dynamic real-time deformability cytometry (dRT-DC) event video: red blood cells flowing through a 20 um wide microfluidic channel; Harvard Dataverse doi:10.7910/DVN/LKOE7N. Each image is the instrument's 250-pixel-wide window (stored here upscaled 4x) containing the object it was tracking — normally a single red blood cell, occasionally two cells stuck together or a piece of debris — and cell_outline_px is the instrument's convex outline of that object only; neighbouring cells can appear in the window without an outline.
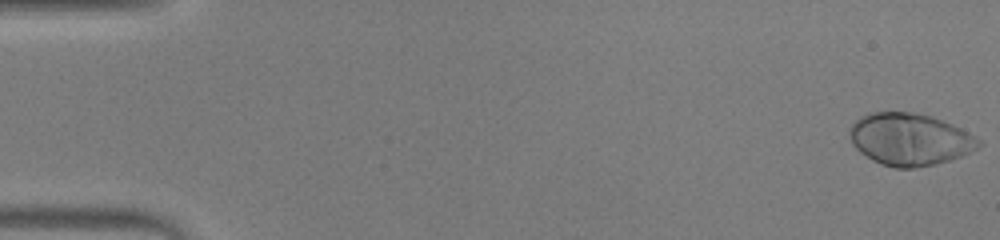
{"species": "human", "species_latin": "Homo sapiens", "temperature_condition": "warm", "stored_images_in_passage": 53, "camera_frame_rate_fps": 3000, "um_per_image_px": 0.085, "donor": {"sex": "male"}, "frame": {"image": 1, "passage_image": 1, "time_ms": 0.0, "image_size_px": [1000, 240], "cell_outline_px": [[980, 144], [976, 148], [960, 156], [936, 164], [912, 168], [896, 168], [880, 164], [872, 160], [860, 152], [852, 144], [848, 132], [848, 128], [860, 116], [872, 112], [912, 112], [932, 116], [952, 124], [968, 132], [980, 140]], "centroid_in_image_um": [77.28, 11.84], "position_along_channel_um": 7.7, "area_um2": 39.13}}
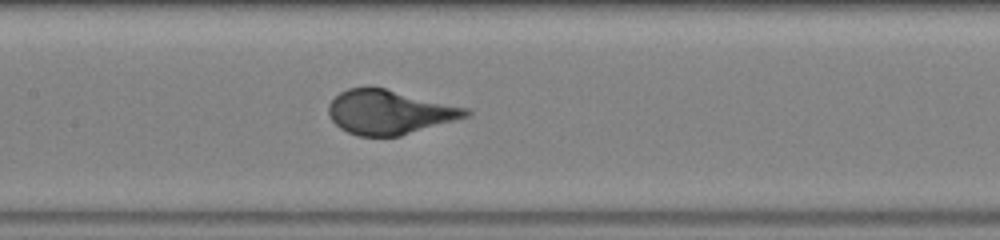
{"frame": {"image": 2, "passage_image": 26, "time_ms": 8.333, "image_size_px": [1000, 240], "cell_outline_px": [[472, 112], [468, 116], [400, 136], [360, 136], [348, 132], [340, 128], [332, 120], [328, 112], [328, 104], [340, 92], [348, 88], [368, 84], [472, 108]], "centroid_in_image_um": [33.11, 9.49], "position_along_channel_um": 174.3, "area_um2": 35.89}}
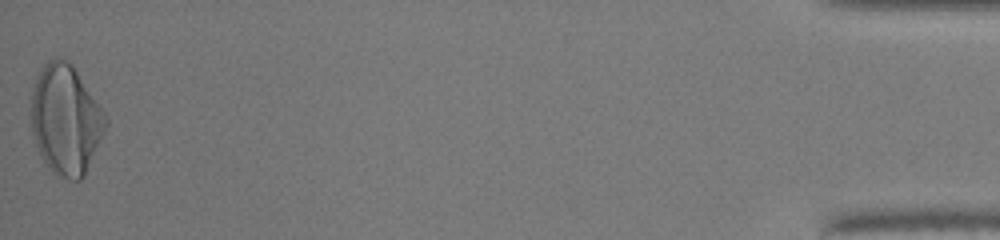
{"frame": {"image": 3, "passage_image": 53, "time_ms": 17.333, "image_size_px": [1000, 240], "cell_outline_px": [[108, 124], [84, 176], [80, 180], [72, 180], [56, 176], [52, 172], [44, 160], [36, 144], [32, 132], [32, 88], [36, 76], [44, 64], [48, 60], [56, 56], [60, 56], [68, 60], [72, 64], [104, 112], [108, 120]], "centroid_in_image_um": [5.58, 10.15], "position_along_channel_um": 429.6, "area_um2": 47.51}}